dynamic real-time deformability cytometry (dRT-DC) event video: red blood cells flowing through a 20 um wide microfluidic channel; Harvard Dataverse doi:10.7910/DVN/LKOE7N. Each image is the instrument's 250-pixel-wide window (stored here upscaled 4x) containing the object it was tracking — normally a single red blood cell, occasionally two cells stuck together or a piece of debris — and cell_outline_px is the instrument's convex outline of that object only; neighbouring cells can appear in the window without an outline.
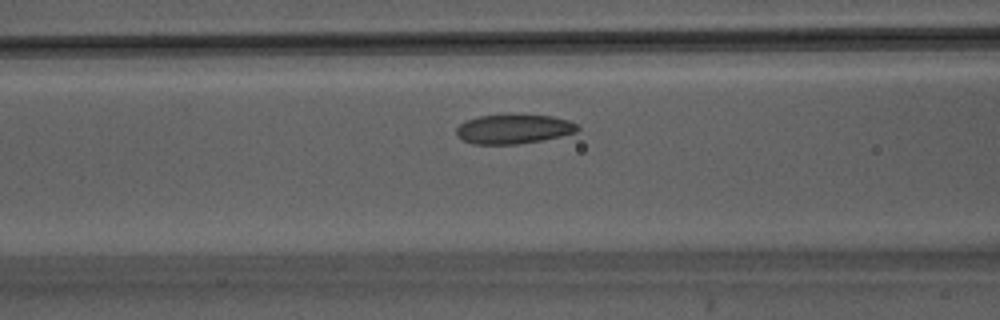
{"species": "Egyptian fruit bat (a non-hibernating species)", "species_latin": "Rousettus aegyptiacus", "temperature_condition": "warm", "stored_images_in_passage": 37, "camera_frame_rate_fps": 3000, "um_per_image_px": 0.085, "animal": {"sex": "male"}, "frame": {"image": 1, "passage_image": 11, "time_ms": 3.333, "image_size_px": [1000, 320], "cell_outline_px": [[580, 128], [576, 132], [560, 136], [540, 140], [516, 144], [472, 144], [456, 136], [456, 128], [464, 120], [480, 116], [552, 116], [568, 120], [576, 124]], "centroid_in_image_um": [43.62, 10.98], "position_along_channel_um": 123.0, "area_um2": 20.29}}
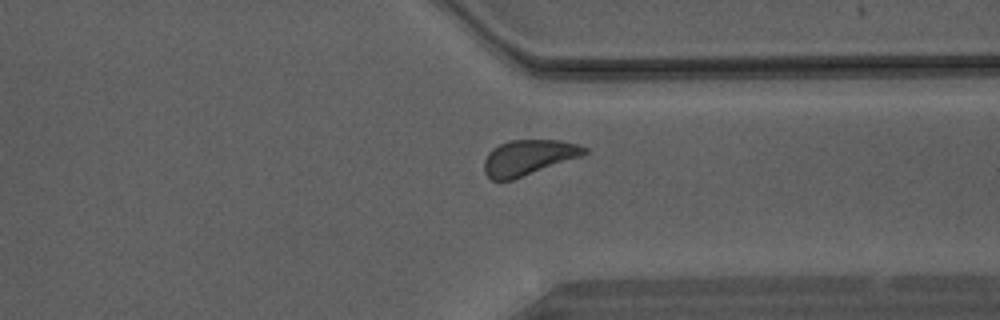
{"frame": {"image": 2, "passage_image": 27, "time_ms": 8.667, "image_size_px": [1000, 320], "cell_outline_px": [[588, 152], [580, 156], [512, 180], [492, 180], [484, 172], [484, 160], [488, 152], [492, 148], [508, 140], [560, 140], [576, 144], [588, 148]], "centroid_in_image_um": [44.88, 13.37], "position_along_channel_um": 366.5, "area_um2": 20.46}}